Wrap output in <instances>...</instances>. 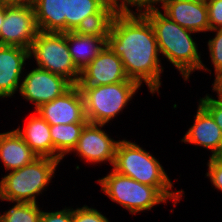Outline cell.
Listing matches in <instances>:
<instances>
[{"label":"cell","instance_id":"obj_9","mask_svg":"<svg viewBox=\"0 0 222 222\" xmlns=\"http://www.w3.org/2000/svg\"><path fill=\"white\" fill-rule=\"evenodd\" d=\"M24 74L18 93L27 102L35 104L33 105L35 110L42 104L61 96L73 85L64 76L36 66H33L32 70L24 72Z\"/></svg>","mask_w":222,"mask_h":222},{"label":"cell","instance_id":"obj_7","mask_svg":"<svg viewBox=\"0 0 222 222\" xmlns=\"http://www.w3.org/2000/svg\"><path fill=\"white\" fill-rule=\"evenodd\" d=\"M38 68L64 76L73 85L80 79V71L72 61L64 33L39 31L29 48V59Z\"/></svg>","mask_w":222,"mask_h":222},{"label":"cell","instance_id":"obj_33","mask_svg":"<svg viewBox=\"0 0 222 222\" xmlns=\"http://www.w3.org/2000/svg\"><path fill=\"white\" fill-rule=\"evenodd\" d=\"M6 2L32 3L33 0H5Z\"/></svg>","mask_w":222,"mask_h":222},{"label":"cell","instance_id":"obj_5","mask_svg":"<svg viewBox=\"0 0 222 222\" xmlns=\"http://www.w3.org/2000/svg\"><path fill=\"white\" fill-rule=\"evenodd\" d=\"M88 123L108 125L123 112L141 86L137 82H119L96 87H79Z\"/></svg>","mask_w":222,"mask_h":222},{"label":"cell","instance_id":"obj_15","mask_svg":"<svg viewBox=\"0 0 222 222\" xmlns=\"http://www.w3.org/2000/svg\"><path fill=\"white\" fill-rule=\"evenodd\" d=\"M193 125L188 128L181 142L210 150V157L222 150V131L212 116L198 103Z\"/></svg>","mask_w":222,"mask_h":222},{"label":"cell","instance_id":"obj_25","mask_svg":"<svg viewBox=\"0 0 222 222\" xmlns=\"http://www.w3.org/2000/svg\"><path fill=\"white\" fill-rule=\"evenodd\" d=\"M173 0H123V9L138 14H143L150 10H157L163 8L168 2ZM159 5L160 7H158ZM132 6V8H131ZM136 8L133 11V8ZM137 11V12H136Z\"/></svg>","mask_w":222,"mask_h":222},{"label":"cell","instance_id":"obj_11","mask_svg":"<svg viewBox=\"0 0 222 222\" xmlns=\"http://www.w3.org/2000/svg\"><path fill=\"white\" fill-rule=\"evenodd\" d=\"M119 82H136L129 79L122 60L107 45L82 71L78 87H96Z\"/></svg>","mask_w":222,"mask_h":222},{"label":"cell","instance_id":"obj_18","mask_svg":"<svg viewBox=\"0 0 222 222\" xmlns=\"http://www.w3.org/2000/svg\"><path fill=\"white\" fill-rule=\"evenodd\" d=\"M65 36L72 61L79 71L92 62L107 45V41L102 37L82 35L73 31L65 32Z\"/></svg>","mask_w":222,"mask_h":222},{"label":"cell","instance_id":"obj_20","mask_svg":"<svg viewBox=\"0 0 222 222\" xmlns=\"http://www.w3.org/2000/svg\"><path fill=\"white\" fill-rule=\"evenodd\" d=\"M122 8L123 4L107 3L99 12L86 16L73 32L107 41L113 19Z\"/></svg>","mask_w":222,"mask_h":222},{"label":"cell","instance_id":"obj_35","mask_svg":"<svg viewBox=\"0 0 222 222\" xmlns=\"http://www.w3.org/2000/svg\"><path fill=\"white\" fill-rule=\"evenodd\" d=\"M217 156L222 160V150Z\"/></svg>","mask_w":222,"mask_h":222},{"label":"cell","instance_id":"obj_26","mask_svg":"<svg viewBox=\"0 0 222 222\" xmlns=\"http://www.w3.org/2000/svg\"><path fill=\"white\" fill-rule=\"evenodd\" d=\"M72 222H109V219L99 210L83 205L72 208Z\"/></svg>","mask_w":222,"mask_h":222},{"label":"cell","instance_id":"obj_10","mask_svg":"<svg viewBox=\"0 0 222 222\" xmlns=\"http://www.w3.org/2000/svg\"><path fill=\"white\" fill-rule=\"evenodd\" d=\"M105 125L87 123L71 153L86 163H107L113 167L116 148L120 140L112 139L103 129ZM76 152V153H75Z\"/></svg>","mask_w":222,"mask_h":222},{"label":"cell","instance_id":"obj_29","mask_svg":"<svg viewBox=\"0 0 222 222\" xmlns=\"http://www.w3.org/2000/svg\"><path fill=\"white\" fill-rule=\"evenodd\" d=\"M214 119L222 131V101L211 100L208 94L198 102Z\"/></svg>","mask_w":222,"mask_h":222},{"label":"cell","instance_id":"obj_16","mask_svg":"<svg viewBox=\"0 0 222 222\" xmlns=\"http://www.w3.org/2000/svg\"><path fill=\"white\" fill-rule=\"evenodd\" d=\"M37 158L15 129L0 133V160L6 172L20 169Z\"/></svg>","mask_w":222,"mask_h":222},{"label":"cell","instance_id":"obj_30","mask_svg":"<svg viewBox=\"0 0 222 222\" xmlns=\"http://www.w3.org/2000/svg\"><path fill=\"white\" fill-rule=\"evenodd\" d=\"M39 222H72V207L45 212L42 210Z\"/></svg>","mask_w":222,"mask_h":222},{"label":"cell","instance_id":"obj_8","mask_svg":"<svg viewBox=\"0 0 222 222\" xmlns=\"http://www.w3.org/2000/svg\"><path fill=\"white\" fill-rule=\"evenodd\" d=\"M39 32L32 3L5 1V18L0 29V45L30 48Z\"/></svg>","mask_w":222,"mask_h":222},{"label":"cell","instance_id":"obj_6","mask_svg":"<svg viewBox=\"0 0 222 222\" xmlns=\"http://www.w3.org/2000/svg\"><path fill=\"white\" fill-rule=\"evenodd\" d=\"M97 182L104 195L134 215L168 203V199L156 187L142 184L113 169Z\"/></svg>","mask_w":222,"mask_h":222},{"label":"cell","instance_id":"obj_12","mask_svg":"<svg viewBox=\"0 0 222 222\" xmlns=\"http://www.w3.org/2000/svg\"><path fill=\"white\" fill-rule=\"evenodd\" d=\"M34 111H37L49 125L88 123L83 95L77 85H72L61 96L42 104Z\"/></svg>","mask_w":222,"mask_h":222},{"label":"cell","instance_id":"obj_24","mask_svg":"<svg viewBox=\"0 0 222 222\" xmlns=\"http://www.w3.org/2000/svg\"><path fill=\"white\" fill-rule=\"evenodd\" d=\"M216 32L214 37L207 41L210 61L213 64L214 73L222 70V28L210 30Z\"/></svg>","mask_w":222,"mask_h":222},{"label":"cell","instance_id":"obj_31","mask_svg":"<svg viewBox=\"0 0 222 222\" xmlns=\"http://www.w3.org/2000/svg\"><path fill=\"white\" fill-rule=\"evenodd\" d=\"M215 75L214 82L212 83V90L217 94V98L212 95H209L211 100L222 101V70L214 73Z\"/></svg>","mask_w":222,"mask_h":222},{"label":"cell","instance_id":"obj_4","mask_svg":"<svg viewBox=\"0 0 222 222\" xmlns=\"http://www.w3.org/2000/svg\"><path fill=\"white\" fill-rule=\"evenodd\" d=\"M60 163L56 159L38 157L28 165L10 171L0 181V201L39 203L36 198L47 191Z\"/></svg>","mask_w":222,"mask_h":222},{"label":"cell","instance_id":"obj_27","mask_svg":"<svg viewBox=\"0 0 222 222\" xmlns=\"http://www.w3.org/2000/svg\"><path fill=\"white\" fill-rule=\"evenodd\" d=\"M206 177L210 179V182L222 192V160L218 156H212L207 162Z\"/></svg>","mask_w":222,"mask_h":222},{"label":"cell","instance_id":"obj_28","mask_svg":"<svg viewBox=\"0 0 222 222\" xmlns=\"http://www.w3.org/2000/svg\"><path fill=\"white\" fill-rule=\"evenodd\" d=\"M210 30L222 28V0H206Z\"/></svg>","mask_w":222,"mask_h":222},{"label":"cell","instance_id":"obj_1","mask_svg":"<svg viewBox=\"0 0 222 222\" xmlns=\"http://www.w3.org/2000/svg\"><path fill=\"white\" fill-rule=\"evenodd\" d=\"M107 46L122 60L129 79L140 86L145 83L153 96L160 94L162 57L153 27L143 14L120 9L113 19Z\"/></svg>","mask_w":222,"mask_h":222},{"label":"cell","instance_id":"obj_21","mask_svg":"<svg viewBox=\"0 0 222 222\" xmlns=\"http://www.w3.org/2000/svg\"><path fill=\"white\" fill-rule=\"evenodd\" d=\"M87 123L50 125V135L54 147V159L60 162L76 147L82 129Z\"/></svg>","mask_w":222,"mask_h":222},{"label":"cell","instance_id":"obj_14","mask_svg":"<svg viewBox=\"0 0 222 222\" xmlns=\"http://www.w3.org/2000/svg\"><path fill=\"white\" fill-rule=\"evenodd\" d=\"M161 11L187 30L198 34L210 31L206 0H173Z\"/></svg>","mask_w":222,"mask_h":222},{"label":"cell","instance_id":"obj_17","mask_svg":"<svg viewBox=\"0 0 222 222\" xmlns=\"http://www.w3.org/2000/svg\"><path fill=\"white\" fill-rule=\"evenodd\" d=\"M15 130L38 157L54 159L50 125L37 111L33 114L31 113L30 118L26 119L23 130H21L20 125Z\"/></svg>","mask_w":222,"mask_h":222},{"label":"cell","instance_id":"obj_3","mask_svg":"<svg viewBox=\"0 0 222 222\" xmlns=\"http://www.w3.org/2000/svg\"><path fill=\"white\" fill-rule=\"evenodd\" d=\"M112 169L142 184L156 187L174 206L185 195L182 189L172 190L174 184L158 159L136 142L119 141Z\"/></svg>","mask_w":222,"mask_h":222},{"label":"cell","instance_id":"obj_2","mask_svg":"<svg viewBox=\"0 0 222 222\" xmlns=\"http://www.w3.org/2000/svg\"><path fill=\"white\" fill-rule=\"evenodd\" d=\"M143 15L153 27L161 56L181 73L184 81H189L196 70L212 73L201 60V52L192 35L195 32L181 27L160 9L147 11Z\"/></svg>","mask_w":222,"mask_h":222},{"label":"cell","instance_id":"obj_32","mask_svg":"<svg viewBox=\"0 0 222 222\" xmlns=\"http://www.w3.org/2000/svg\"><path fill=\"white\" fill-rule=\"evenodd\" d=\"M5 18V1L0 3V29Z\"/></svg>","mask_w":222,"mask_h":222},{"label":"cell","instance_id":"obj_23","mask_svg":"<svg viewBox=\"0 0 222 222\" xmlns=\"http://www.w3.org/2000/svg\"><path fill=\"white\" fill-rule=\"evenodd\" d=\"M8 202L14 205L3 214H0V222H39L42 210L38 203L22 201Z\"/></svg>","mask_w":222,"mask_h":222},{"label":"cell","instance_id":"obj_22","mask_svg":"<svg viewBox=\"0 0 222 222\" xmlns=\"http://www.w3.org/2000/svg\"><path fill=\"white\" fill-rule=\"evenodd\" d=\"M107 3L106 0H67L65 32L74 31L86 16L99 12Z\"/></svg>","mask_w":222,"mask_h":222},{"label":"cell","instance_id":"obj_34","mask_svg":"<svg viewBox=\"0 0 222 222\" xmlns=\"http://www.w3.org/2000/svg\"><path fill=\"white\" fill-rule=\"evenodd\" d=\"M106 1L112 4H123V0H106Z\"/></svg>","mask_w":222,"mask_h":222},{"label":"cell","instance_id":"obj_19","mask_svg":"<svg viewBox=\"0 0 222 222\" xmlns=\"http://www.w3.org/2000/svg\"><path fill=\"white\" fill-rule=\"evenodd\" d=\"M36 23L42 32H65L67 0H33Z\"/></svg>","mask_w":222,"mask_h":222},{"label":"cell","instance_id":"obj_13","mask_svg":"<svg viewBox=\"0 0 222 222\" xmlns=\"http://www.w3.org/2000/svg\"><path fill=\"white\" fill-rule=\"evenodd\" d=\"M28 59V49L0 45V99L15 96L19 91Z\"/></svg>","mask_w":222,"mask_h":222}]
</instances>
